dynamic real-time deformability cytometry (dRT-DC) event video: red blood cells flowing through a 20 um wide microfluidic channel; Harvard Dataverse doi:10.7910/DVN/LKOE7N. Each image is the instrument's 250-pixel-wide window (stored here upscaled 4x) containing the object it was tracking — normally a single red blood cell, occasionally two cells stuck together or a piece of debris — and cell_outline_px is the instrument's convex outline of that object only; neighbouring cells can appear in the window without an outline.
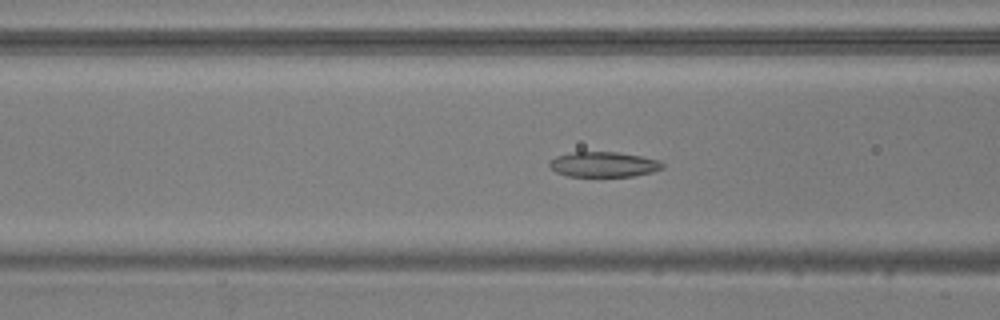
{"species": "common noctule bat (a hibernating species)", "species_latin": "Nyctalus noctula", "temperature_condition": "warm", "stored_images_in_passage": 45, "camera_frame_rate_fps": 3000, "um_per_image_px": 0.085, "animal": {"sex": "male", "body_mass_g": 20.5, "forearm_length_mm": 52.5}, "frame": {"image": 1, "passage_image": 12, "time_ms": 3.667, "image_size_px": [1000, 320], "cell_outline_px": [[664, 168], [652, 172], [632, 176], [568, 176], [556, 172], [548, 164], [556, 156], [572, 152], [616, 152], [640, 156], [660, 160], [664, 164]], "centroid_in_image_um": [51.33, 13.97], "position_along_channel_um": 115.3, "area_um2": 16.47}}
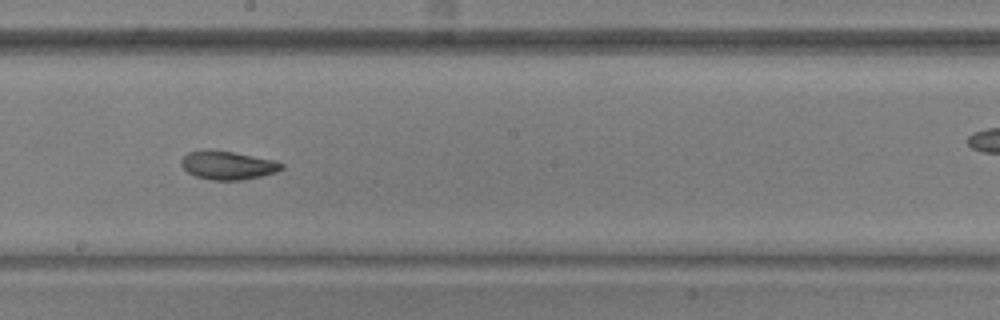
{"frame": {"image": 2, "passage_image": 21, "time_ms": 6.667, "image_size_px": [1000, 320], "cell_outline_px": [[284, 168], [276, 172], [260, 176], [240, 180], [212, 180], [196, 176], [188, 172], [180, 164], [180, 160], [188, 152], [208, 148], [232, 152], [272, 160], [284, 164]], "centroid_in_image_um": [19.32, 14.03], "position_along_channel_um": 228.9, "area_um2": 16.59}}
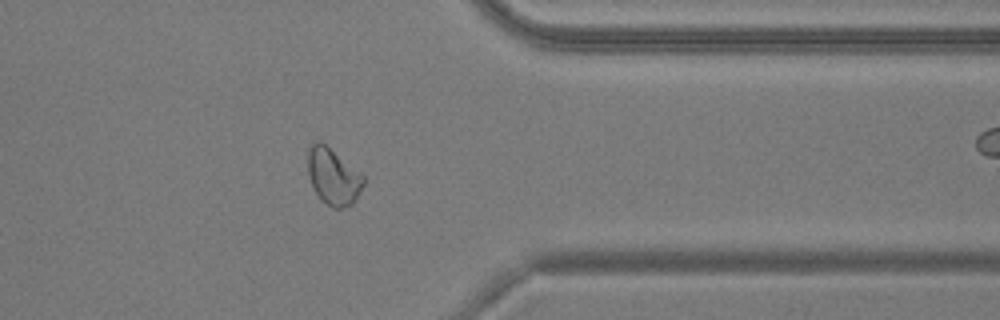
{"frame": {"image": 3, "passage_image": 34, "time_ms": 11.0, "image_size_px": [1000, 320], "cell_outline_px": [[364, 184], [356, 200], [352, 204], [340, 208], [332, 208], [316, 192], [308, 176], [308, 148], [312, 140], [320, 140], [360, 172], [364, 176]], "centroid_in_image_um": [28.32, 14.96], "position_along_channel_um": 383.1, "area_um2": 18.21}, "authors_computed_cell_mechanics": {"area_um2": 17.5134, "velocity_mm_per_s": 3.7729, "shape_relaxation_time_tau1_ms": 8.428, "shape_relaxation_time_tau2_ms": 2.9163, "deformation_change_tau1": 0.193, "deformation_change_tau2": 0.081}}